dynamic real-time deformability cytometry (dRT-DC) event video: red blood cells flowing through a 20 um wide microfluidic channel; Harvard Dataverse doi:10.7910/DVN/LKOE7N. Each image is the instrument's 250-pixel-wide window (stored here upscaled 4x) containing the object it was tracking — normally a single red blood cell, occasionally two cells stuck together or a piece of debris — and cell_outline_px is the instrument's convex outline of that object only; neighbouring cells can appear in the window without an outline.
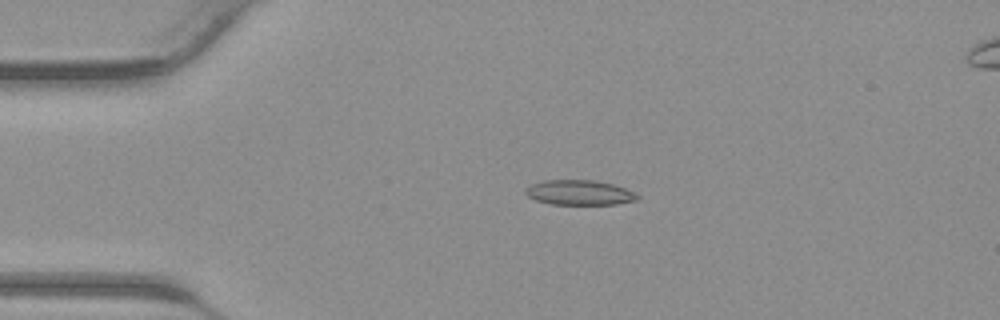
{"species": "common noctule bat (a hibernating species)", "species_latin": "Nyctalus noctula", "temperature_condition": "warm", "stored_images_in_passage": 33, "camera_frame_rate_fps": 3000, "um_per_image_px": 0.085, "animal": {"sex": "male", "body_mass_g": 23.1, "forearm_length_mm": 52.7}, "frame": {"image": 1, "passage_image": 1, "time_ms": 0.0, "image_size_px": [1000, 320], "cell_outline_px": [[640, 196], [636, 200], [616, 204], [552, 204], [536, 200], [528, 196], [524, 192], [524, 188], [532, 184], [544, 180], [596, 180], [612, 184], [636, 192]], "centroid_in_image_um": [49.25, 16.36], "position_along_channel_um": 35.8, "area_um2": 16.24}}
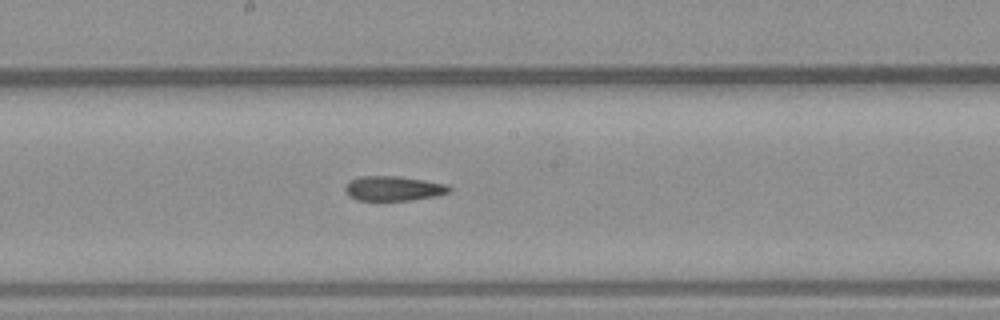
{"frame": {"image": 2, "passage_image": 14, "time_ms": 4.333, "image_size_px": [1000, 320], "cell_outline_px": [[452, 188], [448, 192], [436, 196], [408, 200], [356, 200], [348, 196], [344, 188], [344, 184], [348, 180], [360, 176], [396, 176], [424, 180], [448, 184]], "centroid_in_image_um": [33.39, 16.01], "position_along_channel_um": 214.8, "area_um2": 15.09}}
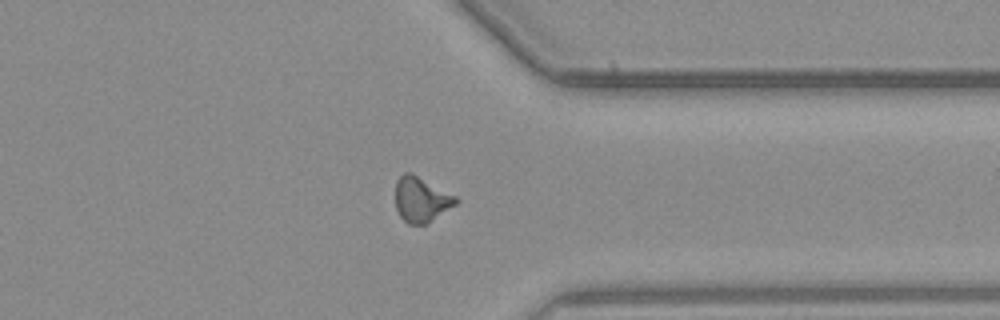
{"frame": {"image": 3, "passage_image": 24, "time_ms": 7.667, "image_size_px": [1000, 320], "cell_outline_px": [[460, 200], [456, 204], [428, 224], [408, 224], [400, 216], [396, 208], [396, 180], [404, 172], [412, 172], [456, 196]], "centroid_in_image_um": [35.81, 16.95], "position_along_channel_um": 375.6, "area_um2": 16.01}}